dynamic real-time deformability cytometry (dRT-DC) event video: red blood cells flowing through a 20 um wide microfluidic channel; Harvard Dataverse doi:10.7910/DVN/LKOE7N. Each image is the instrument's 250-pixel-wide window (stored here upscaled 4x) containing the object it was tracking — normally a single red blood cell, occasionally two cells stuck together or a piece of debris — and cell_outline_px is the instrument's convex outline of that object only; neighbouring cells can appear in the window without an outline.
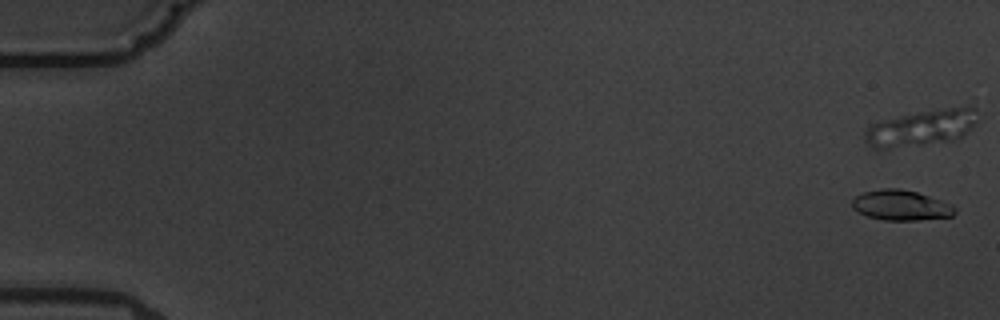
{"species": "common noctule bat (a hibernating species)", "species_latin": "Nyctalus noctula", "temperature_condition": "warm", "stored_images_in_passage": 6, "camera_frame_rate_fps": 3000, "um_per_image_px": 0.085, "animal": {"sex": "male", "body_mass_g": 19.5, "forearm_length_mm": 54.6}, "frame": {"image": 1, "passage_image": 1, "time_ms": 0.0, "image_size_px": [1000, 320], "cell_outline_px": [[956, 212], [952, 216], [916, 220], [884, 220], [868, 216], [852, 208], [852, 200], [856, 196], [864, 192], [884, 188], [896, 188], [916, 192], [952, 204], [956, 208]], "centroid_in_image_um": [76.58, 17.45], "position_along_channel_um": 8.4, "area_um2": 17.86}}
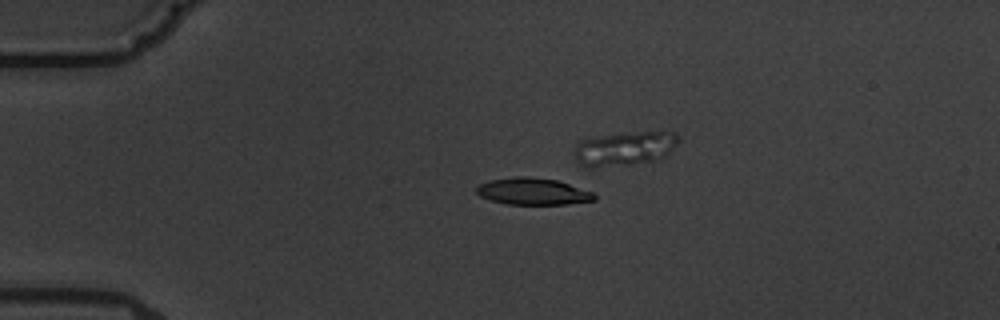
{"frame": {"image": 2, "passage_image": 4, "time_ms": 4.333, "image_size_px": [1000, 320], "cell_outline_px": [[596, 200], [568, 204], [504, 204], [480, 196], [476, 192], [476, 188], [480, 184], [488, 180], [516, 176], [528, 176], [556, 180], [592, 192], [596, 196]], "centroid_in_image_um": [45.27, 16.27], "position_along_channel_um": 39.7, "area_um2": 18.32}}